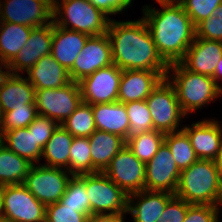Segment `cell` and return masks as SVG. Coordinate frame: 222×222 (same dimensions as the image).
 <instances>
[{"mask_svg":"<svg viewBox=\"0 0 222 222\" xmlns=\"http://www.w3.org/2000/svg\"><path fill=\"white\" fill-rule=\"evenodd\" d=\"M107 35L113 64L119 69L158 71L166 78L169 64L159 54L143 18L136 21L110 19Z\"/></svg>","mask_w":222,"mask_h":222,"instance_id":"obj_1","label":"cell"},{"mask_svg":"<svg viewBox=\"0 0 222 222\" xmlns=\"http://www.w3.org/2000/svg\"><path fill=\"white\" fill-rule=\"evenodd\" d=\"M156 2L162 10L146 5L142 18L162 58L168 64L179 62L194 41L196 27L182 5Z\"/></svg>","mask_w":222,"mask_h":222,"instance_id":"obj_2","label":"cell"},{"mask_svg":"<svg viewBox=\"0 0 222 222\" xmlns=\"http://www.w3.org/2000/svg\"><path fill=\"white\" fill-rule=\"evenodd\" d=\"M221 176L215 160L198 159L180 173L175 196L189 204L217 205Z\"/></svg>","mask_w":222,"mask_h":222,"instance_id":"obj_3","label":"cell"},{"mask_svg":"<svg viewBox=\"0 0 222 222\" xmlns=\"http://www.w3.org/2000/svg\"><path fill=\"white\" fill-rule=\"evenodd\" d=\"M166 78L174 86L178 102L186 116L222 95L213 77L193 73L179 62L169 64Z\"/></svg>","mask_w":222,"mask_h":222,"instance_id":"obj_4","label":"cell"},{"mask_svg":"<svg viewBox=\"0 0 222 222\" xmlns=\"http://www.w3.org/2000/svg\"><path fill=\"white\" fill-rule=\"evenodd\" d=\"M110 19L89 0H53V21L64 29L88 36L103 35Z\"/></svg>","mask_w":222,"mask_h":222,"instance_id":"obj_5","label":"cell"},{"mask_svg":"<svg viewBox=\"0 0 222 222\" xmlns=\"http://www.w3.org/2000/svg\"><path fill=\"white\" fill-rule=\"evenodd\" d=\"M85 189L90 215H127L128 195L104 172L85 174Z\"/></svg>","mask_w":222,"mask_h":222,"instance_id":"obj_6","label":"cell"},{"mask_svg":"<svg viewBox=\"0 0 222 222\" xmlns=\"http://www.w3.org/2000/svg\"><path fill=\"white\" fill-rule=\"evenodd\" d=\"M145 101L152 117L154 130L164 134L182 130L179 122L186 115L180 107L174 86L167 78L158 84Z\"/></svg>","mask_w":222,"mask_h":222,"instance_id":"obj_7","label":"cell"},{"mask_svg":"<svg viewBox=\"0 0 222 222\" xmlns=\"http://www.w3.org/2000/svg\"><path fill=\"white\" fill-rule=\"evenodd\" d=\"M0 216L4 222H44L46 206L23 184L4 185L1 189Z\"/></svg>","mask_w":222,"mask_h":222,"instance_id":"obj_8","label":"cell"},{"mask_svg":"<svg viewBox=\"0 0 222 222\" xmlns=\"http://www.w3.org/2000/svg\"><path fill=\"white\" fill-rule=\"evenodd\" d=\"M67 170L32 164L23 185L45 206L60 201L72 178Z\"/></svg>","mask_w":222,"mask_h":222,"instance_id":"obj_9","label":"cell"},{"mask_svg":"<svg viewBox=\"0 0 222 222\" xmlns=\"http://www.w3.org/2000/svg\"><path fill=\"white\" fill-rule=\"evenodd\" d=\"M82 96L78 82L71 81L56 89L35 90V105L39 115L62 124L81 104Z\"/></svg>","mask_w":222,"mask_h":222,"instance_id":"obj_10","label":"cell"},{"mask_svg":"<svg viewBox=\"0 0 222 222\" xmlns=\"http://www.w3.org/2000/svg\"><path fill=\"white\" fill-rule=\"evenodd\" d=\"M127 195L145 190L146 163L125 145L103 171Z\"/></svg>","mask_w":222,"mask_h":222,"instance_id":"obj_11","label":"cell"},{"mask_svg":"<svg viewBox=\"0 0 222 222\" xmlns=\"http://www.w3.org/2000/svg\"><path fill=\"white\" fill-rule=\"evenodd\" d=\"M52 21L53 0H0V22L40 27Z\"/></svg>","mask_w":222,"mask_h":222,"instance_id":"obj_12","label":"cell"},{"mask_svg":"<svg viewBox=\"0 0 222 222\" xmlns=\"http://www.w3.org/2000/svg\"><path fill=\"white\" fill-rule=\"evenodd\" d=\"M122 70L111 64L96 70L79 81L82 102L103 104L118 101V91Z\"/></svg>","mask_w":222,"mask_h":222,"instance_id":"obj_13","label":"cell"},{"mask_svg":"<svg viewBox=\"0 0 222 222\" xmlns=\"http://www.w3.org/2000/svg\"><path fill=\"white\" fill-rule=\"evenodd\" d=\"M180 173L170 148L163 142L158 152L146 163L145 190L175 194Z\"/></svg>","mask_w":222,"mask_h":222,"instance_id":"obj_14","label":"cell"},{"mask_svg":"<svg viewBox=\"0 0 222 222\" xmlns=\"http://www.w3.org/2000/svg\"><path fill=\"white\" fill-rule=\"evenodd\" d=\"M113 64L112 50L107 33L90 36L82 52L75 59L68 70L72 81L79 82L96 70Z\"/></svg>","mask_w":222,"mask_h":222,"instance_id":"obj_15","label":"cell"},{"mask_svg":"<svg viewBox=\"0 0 222 222\" xmlns=\"http://www.w3.org/2000/svg\"><path fill=\"white\" fill-rule=\"evenodd\" d=\"M53 21L40 27H33L29 39L16 56L4 67L12 74L27 72L45 55L51 54Z\"/></svg>","mask_w":222,"mask_h":222,"instance_id":"obj_16","label":"cell"},{"mask_svg":"<svg viewBox=\"0 0 222 222\" xmlns=\"http://www.w3.org/2000/svg\"><path fill=\"white\" fill-rule=\"evenodd\" d=\"M198 159L217 160L222 149V127L215 119L202 120L182 127Z\"/></svg>","mask_w":222,"mask_h":222,"instance_id":"obj_17","label":"cell"},{"mask_svg":"<svg viewBox=\"0 0 222 222\" xmlns=\"http://www.w3.org/2000/svg\"><path fill=\"white\" fill-rule=\"evenodd\" d=\"M222 57V42L194 38L179 63L187 70L214 77L217 63Z\"/></svg>","mask_w":222,"mask_h":222,"instance_id":"obj_18","label":"cell"},{"mask_svg":"<svg viewBox=\"0 0 222 222\" xmlns=\"http://www.w3.org/2000/svg\"><path fill=\"white\" fill-rule=\"evenodd\" d=\"M19 107H36L35 88L20 74L0 69V109L4 112Z\"/></svg>","mask_w":222,"mask_h":222,"instance_id":"obj_19","label":"cell"},{"mask_svg":"<svg viewBox=\"0 0 222 222\" xmlns=\"http://www.w3.org/2000/svg\"><path fill=\"white\" fill-rule=\"evenodd\" d=\"M164 78L158 71L123 70L119 84L118 102L125 104L146 100Z\"/></svg>","mask_w":222,"mask_h":222,"instance_id":"obj_20","label":"cell"},{"mask_svg":"<svg viewBox=\"0 0 222 222\" xmlns=\"http://www.w3.org/2000/svg\"><path fill=\"white\" fill-rule=\"evenodd\" d=\"M174 194L166 191L142 190L128 195L127 213L134 222H156ZM137 199V203L135 200Z\"/></svg>","mask_w":222,"mask_h":222,"instance_id":"obj_21","label":"cell"},{"mask_svg":"<svg viewBox=\"0 0 222 222\" xmlns=\"http://www.w3.org/2000/svg\"><path fill=\"white\" fill-rule=\"evenodd\" d=\"M90 36L57 26L53 21L52 57L69 70Z\"/></svg>","mask_w":222,"mask_h":222,"instance_id":"obj_22","label":"cell"},{"mask_svg":"<svg viewBox=\"0 0 222 222\" xmlns=\"http://www.w3.org/2000/svg\"><path fill=\"white\" fill-rule=\"evenodd\" d=\"M26 79L35 90L56 89L63 87L72 80L69 71L59 64L51 54L45 55L27 71Z\"/></svg>","mask_w":222,"mask_h":222,"instance_id":"obj_23","label":"cell"},{"mask_svg":"<svg viewBox=\"0 0 222 222\" xmlns=\"http://www.w3.org/2000/svg\"><path fill=\"white\" fill-rule=\"evenodd\" d=\"M97 130L120 135L125 140L130 136V124L125 105L121 102L93 104Z\"/></svg>","mask_w":222,"mask_h":222,"instance_id":"obj_24","label":"cell"},{"mask_svg":"<svg viewBox=\"0 0 222 222\" xmlns=\"http://www.w3.org/2000/svg\"><path fill=\"white\" fill-rule=\"evenodd\" d=\"M88 139L92 165L99 172H103L115 155L126 145V140L120 135L97 129Z\"/></svg>","mask_w":222,"mask_h":222,"instance_id":"obj_25","label":"cell"},{"mask_svg":"<svg viewBox=\"0 0 222 222\" xmlns=\"http://www.w3.org/2000/svg\"><path fill=\"white\" fill-rule=\"evenodd\" d=\"M33 27L0 22V69H3L24 47Z\"/></svg>","mask_w":222,"mask_h":222,"instance_id":"obj_26","label":"cell"},{"mask_svg":"<svg viewBox=\"0 0 222 222\" xmlns=\"http://www.w3.org/2000/svg\"><path fill=\"white\" fill-rule=\"evenodd\" d=\"M72 136L62 125H58L49 141L42 149L41 159L44 158V166L63 168L68 171L70 147Z\"/></svg>","mask_w":222,"mask_h":222,"instance_id":"obj_27","label":"cell"},{"mask_svg":"<svg viewBox=\"0 0 222 222\" xmlns=\"http://www.w3.org/2000/svg\"><path fill=\"white\" fill-rule=\"evenodd\" d=\"M2 143L30 163L39 164L42 149L36 144L33 131H29L27 127L6 131L2 135Z\"/></svg>","mask_w":222,"mask_h":222,"instance_id":"obj_28","label":"cell"},{"mask_svg":"<svg viewBox=\"0 0 222 222\" xmlns=\"http://www.w3.org/2000/svg\"><path fill=\"white\" fill-rule=\"evenodd\" d=\"M32 163L0 143V185L23 184Z\"/></svg>","mask_w":222,"mask_h":222,"instance_id":"obj_29","label":"cell"},{"mask_svg":"<svg viewBox=\"0 0 222 222\" xmlns=\"http://www.w3.org/2000/svg\"><path fill=\"white\" fill-rule=\"evenodd\" d=\"M164 138L163 132L152 130L129 136L126 145L140 161L147 163L158 152Z\"/></svg>","mask_w":222,"mask_h":222,"instance_id":"obj_30","label":"cell"},{"mask_svg":"<svg viewBox=\"0 0 222 222\" xmlns=\"http://www.w3.org/2000/svg\"><path fill=\"white\" fill-rule=\"evenodd\" d=\"M68 172L77 176L99 172L92 165L88 137H74L70 147Z\"/></svg>","mask_w":222,"mask_h":222,"instance_id":"obj_31","label":"cell"},{"mask_svg":"<svg viewBox=\"0 0 222 222\" xmlns=\"http://www.w3.org/2000/svg\"><path fill=\"white\" fill-rule=\"evenodd\" d=\"M164 142L168 145L180 171L188 168L198 160L189 137L183 131L166 133Z\"/></svg>","mask_w":222,"mask_h":222,"instance_id":"obj_32","label":"cell"},{"mask_svg":"<svg viewBox=\"0 0 222 222\" xmlns=\"http://www.w3.org/2000/svg\"><path fill=\"white\" fill-rule=\"evenodd\" d=\"M61 125L74 137L91 136L96 130L91 104L81 102Z\"/></svg>","mask_w":222,"mask_h":222,"instance_id":"obj_33","label":"cell"},{"mask_svg":"<svg viewBox=\"0 0 222 222\" xmlns=\"http://www.w3.org/2000/svg\"><path fill=\"white\" fill-rule=\"evenodd\" d=\"M60 202L67 207L77 208V212L90 214V203L85 189V174L73 175Z\"/></svg>","mask_w":222,"mask_h":222,"instance_id":"obj_34","label":"cell"},{"mask_svg":"<svg viewBox=\"0 0 222 222\" xmlns=\"http://www.w3.org/2000/svg\"><path fill=\"white\" fill-rule=\"evenodd\" d=\"M129 124L130 136L152 131L153 122L145 100L125 103Z\"/></svg>","mask_w":222,"mask_h":222,"instance_id":"obj_35","label":"cell"},{"mask_svg":"<svg viewBox=\"0 0 222 222\" xmlns=\"http://www.w3.org/2000/svg\"><path fill=\"white\" fill-rule=\"evenodd\" d=\"M37 115L36 107H19L4 112L0 124L1 136L6 131L28 127Z\"/></svg>","mask_w":222,"mask_h":222,"instance_id":"obj_36","label":"cell"},{"mask_svg":"<svg viewBox=\"0 0 222 222\" xmlns=\"http://www.w3.org/2000/svg\"><path fill=\"white\" fill-rule=\"evenodd\" d=\"M196 37L222 42V3L196 26Z\"/></svg>","mask_w":222,"mask_h":222,"instance_id":"obj_37","label":"cell"},{"mask_svg":"<svg viewBox=\"0 0 222 222\" xmlns=\"http://www.w3.org/2000/svg\"><path fill=\"white\" fill-rule=\"evenodd\" d=\"M222 0H185L181 5L196 27L201 21L212 15Z\"/></svg>","mask_w":222,"mask_h":222,"instance_id":"obj_38","label":"cell"},{"mask_svg":"<svg viewBox=\"0 0 222 222\" xmlns=\"http://www.w3.org/2000/svg\"><path fill=\"white\" fill-rule=\"evenodd\" d=\"M90 214L77 212V208L64 206L60 201L46 206V222H86Z\"/></svg>","mask_w":222,"mask_h":222,"instance_id":"obj_39","label":"cell"},{"mask_svg":"<svg viewBox=\"0 0 222 222\" xmlns=\"http://www.w3.org/2000/svg\"><path fill=\"white\" fill-rule=\"evenodd\" d=\"M58 125L53 119L38 114L27 128L33 131L36 144L43 149Z\"/></svg>","mask_w":222,"mask_h":222,"instance_id":"obj_40","label":"cell"},{"mask_svg":"<svg viewBox=\"0 0 222 222\" xmlns=\"http://www.w3.org/2000/svg\"><path fill=\"white\" fill-rule=\"evenodd\" d=\"M219 208L215 205L189 204L183 222H219Z\"/></svg>","mask_w":222,"mask_h":222,"instance_id":"obj_41","label":"cell"},{"mask_svg":"<svg viewBox=\"0 0 222 222\" xmlns=\"http://www.w3.org/2000/svg\"><path fill=\"white\" fill-rule=\"evenodd\" d=\"M188 208L189 203L174 195L156 222H183Z\"/></svg>","mask_w":222,"mask_h":222,"instance_id":"obj_42","label":"cell"},{"mask_svg":"<svg viewBox=\"0 0 222 222\" xmlns=\"http://www.w3.org/2000/svg\"><path fill=\"white\" fill-rule=\"evenodd\" d=\"M133 0H89L96 8L100 9L105 15H116L131 6Z\"/></svg>","mask_w":222,"mask_h":222,"instance_id":"obj_43","label":"cell"},{"mask_svg":"<svg viewBox=\"0 0 222 222\" xmlns=\"http://www.w3.org/2000/svg\"><path fill=\"white\" fill-rule=\"evenodd\" d=\"M86 222H125L121 215H90Z\"/></svg>","mask_w":222,"mask_h":222,"instance_id":"obj_44","label":"cell"},{"mask_svg":"<svg viewBox=\"0 0 222 222\" xmlns=\"http://www.w3.org/2000/svg\"><path fill=\"white\" fill-rule=\"evenodd\" d=\"M213 79L217 83L218 88L222 91V87L218 83L220 79L222 80V57L217 63Z\"/></svg>","mask_w":222,"mask_h":222,"instance_id":"obj_45","label":"cell"},{"mask_svg":"<svg viewBox=\"0 0 222 222\" xmlns=\"http://www.w3.org/2000/svg\"><path fill=\"white\" fill-rule=\"evenodd\" d=\"M216 162H217V165H218V170L220 172V176L222 178V149L220 151V155L218 156Z\"/></svg>","mask_w":222,"mask_h":222,"instance_id":"obj_46","label":"cell"},{"mask_svg":"<svg viewBox=\"0 0 222 222\" xmlns=\"http://www.w3.org/2000/svg\"><path fill=\"white\" fill-rule=\"evenodd\" d=\"M164 2H167V3H171V4H182L185 0H162Z\"/></svg>","mask_w":222,"mask_h":222,"instance_id":"obj_47","label":"cell"},{"mask_svg":"<svg viewBox=\"0 0 222 222\" xmlns=\"http://www.w3.org/2000/svg\"><path fill=\"white\" fill-rule=\"evenodd\" d=\"M222 206V178H221V190H220V196H219V199H218V202H217V207L219 208V206Z\"/></svg>","mask_w":222,"mask_h":222,"instance_id":"obj_48","label":"cell"},{"mask_svg":"<svg viewBox=\"0 0 222 222\" xmlns=\"http://www.w3.org/2000/svg\"><path fill=\"white\" fill-rule=\"evenodd\" d=\"M1 189H2V186L0 185V209H1Z\"/></svg>","mask_w":222,"mask_h":222,"instance_id":"obj_49","label":"cell"},{"mask_svg":"<svg viewBox=\"0 0 222 222\" xmlns=\"http://www.w3.org/2000/svg\"><path fill=\"white\" fill-rule=\"evenodd\" d=\"M1 120H2V112H1V109H0V124H1Z\"/></svg>","mask_w":222,"mask_h":222,"instance_id":"obj_50","label":"cell"},{"mask_svg":"<svg viewBox=\"0 0 222 222\" xmlns=\"http://www.w3.org/2000/svg\"><path fill=\"white\" fill-rule=\"evenodd\" d=\"M0 222H4V221H3V218H2L1 216H0Z\"/></svg>","mask_w":222,"mask_h":222,"instance_id":"obj_51","label":"cell"}]
</instances>
